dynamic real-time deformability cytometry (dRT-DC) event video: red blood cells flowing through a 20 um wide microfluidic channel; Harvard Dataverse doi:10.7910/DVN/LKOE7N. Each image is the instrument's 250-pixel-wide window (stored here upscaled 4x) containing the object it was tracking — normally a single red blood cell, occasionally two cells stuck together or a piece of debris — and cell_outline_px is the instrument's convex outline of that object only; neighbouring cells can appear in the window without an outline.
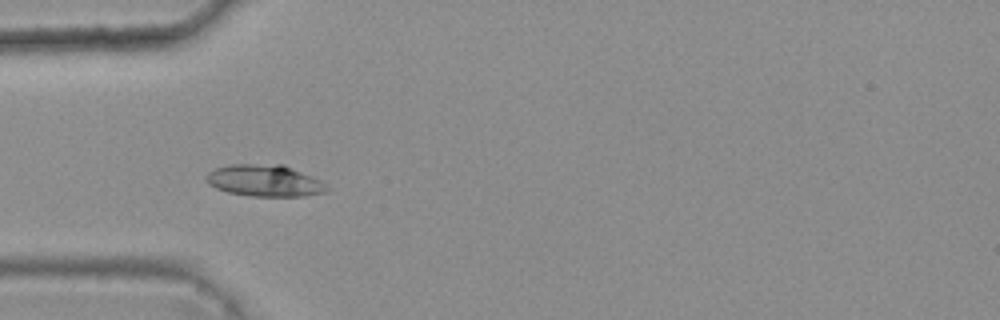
{"species": "common noctule bat (a hibernating species)", "species_latin": "Nyctalus noctula", "temperature_condition": "warm", "stored_images_in_passage": 3, "camera_frame_rate_fps": 3000, "um_per_image_px": 0.085, "animal": {"sex": "female", "body_mass_g": 25.1}, "frame": {"image": 1, "passage_image": 3, "time_ms": 0.667, "image_size_px": [1000, 320], "cell_outline_px": [[328, 188], [324, 192], [304, 196], [248, 196], [228, 192], [216, 188], [208, 184], [204, 180], [204, 176], [208, 172], [216, 168], [232, 164], [284, 164], [312, 176], [320, 180]], "centroid_in_image_um": [22.45, 15.35], "position_along_channel_um": 62.6, "area_um2": 22.37}}